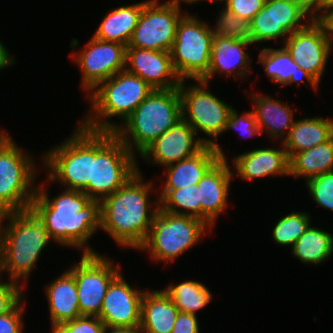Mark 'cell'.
Here are the masks:
<instances>
[{"label":"cell","instance_id":"1","mask_svg":"<svg viewBox=\"0 0 333 333\" xmlns=\"http://www.w3.org/2000/svg\"><path fill=\"white\" fill-rule=\"evenodd\" d=\"M38 185L31 209L42 220L51 240L61 247L81 250V254L98 253L88 242L101 229L100 201L66 188L50 198L46 183Z\"/></svg>","mask_w":333,"mask_h":333},{"label":"cell","instance_id":"2","mask_svg":"<svg viewBox=\"0 0 333 333\" xmlns=\"http://www.w3.org/2000/svg\"><path fill=\"white\" fill-rule=\"evenodd\" d=\"M143 178L137 166L135 174L100 201L101 230L122 249L138 250L144 244L160 207L158 198L149 199V194L155 190L154 182Z\"/></svg>","mask_w":333,"mask_h":333},{"label":"cell","instance_id":"3","mask_svg":"<svg viewBox=\"0 0 333 333\" xmlns=\"http://www.w3.org/2000/svg\"><path fill=\"white\" fill-rule=\"evenodd\" d=\"M51 241L42 220L31 208L0 214L1 278L6 272L9 281L26 288L28 277Z\"/></svg>","mask_w":333,"mask_h":333},{"label":"cell","instance_id":"4","mask_svg":"<svg viewBox=\"0 0 333 333\" xmlns=\"http://www.w3.org/2000/svg\"><path fill=\"white\" fill-rule=\"evenodd\" d=\"M152 91L139 76L126 69L117 72L85 97L91 109L79 124L92 131L113 132ZM113 117L120 118V123L112 122Z\"/></svg>","mask_w":333,"mask_h":333},{"label":"cell","instance_id":"5","mask_svg":"<svg viewBox=\"0 0 333 333\" xmlns=\"http://www.w3.org/2000/svg\"><path fill=\"white\" fill-rule=\"evenodd\" d=\"M181 118L179 88L155 89L113 132L138 157Z\"/></svg>","mask_w":333,"mask_h":333},{"label":"cell","instance_id":"6","mask_svg":"<svg viewBox=\"0 0 333 333\" xmlns=\"http://www.w3.org/2000/svg\"><path fill=\"white\" fill-rule=\"evenodd\" d=\"M136 159L114 132L92 131L91 180L82 192L97 201L113 194L137 172Z\"/></svg>","mask_w":333,"mask_h":333},{"label":"cell","instance_id":"7","mask_svg":"<svg viewBox=\"0 0 333 333\" xmlns=\"http://www.w3.org/2000/svg\"><path fill=\"white\" fill-rule=\"evenodd\" d=\"M33 158L9 134L0 142V214L31 208L38 175Z\"/></svg>","mask_w":333,"mask_h":333},{"label":"cell","instance_id":"8","mask_svg":"<svg viewBox=\"0 0 333 333\" xmlns=\"http://www.w3.org/2000/svg\"><path fill=\"white\" fill-rule=\"evenodd\" d=\"M210 229L200 219L168 213L159 207L150 232L138 250L148 252L152 261L174 262L188 249L198 245L204 234L212 231Z\"/></svg>","mask_w":333,"mask_h":333},{"label":"cell","instance_id":"9","mask_svg":"<svg viewBox=\"0 0 333 333\" xmlns=\"http://www.w3.org/2000/svg\"><path fill=\"white\" fill-rule=\"evenodd\" d=\"M53 146L40 156L49 171L45 182L57 181L66 189L82 191L91 180L92 130L78 123L70 137Z\"/></svg>","mask_w":333,"mask_h":333},{"label":"cell","instance_id":"10","mask_svg":"<svg viewBox=\"0 0 333 333\" xmlns=\"http://www.w3.org/2000/svg\"><path fill=\"white\" fill-rule=\"evenodd\" d=\"M194 82L196 83L186 85V80H183L179 86L182 118L193 128L196 135L203 132L208 136L209 138L205 137L206 145H212L221 159L227 160L217 138L223 135L233 106L209 91V83L202 80Z\"/></svg>","mask_w":333,"mask_h":333},{"label":"cell","instance_id":"11","mask_svg":"<svg viewBox=\"0 0 333 333\" xmlns=\"http://www.w3.org/2000/svg\"><path fill=\"white\" fill-rule=\"evenodd\" d=\"M213 36L208 22L187 12L181 17L170 55L182 81L202 80L208 74Z\"/></svg>","mask_w":333,"mask_h":333},{"label":"cell","instance_id":"12","mask_svg":"<svg viewBox=\"0 0 333 333\" xmlns=\"http://www.w3.org/2000/svg\"><path fill=\"white\" fill-rule=\"evenodd\" d=\"M99 253H85L67 269L74 275L81 315L99 316L110 283L121 273L120 265Z\"/></svg>","mask_w":333,"mask_h":333},{"label":"cell","instance_id":"13","mask_svg":"<svg viewBox=\"0 0 333 333\" xmlns=\"http://www.w3.org/2000/svg\"><path fill=\"white\" fill-rule=\"evenodd\" d=\"M161 1L147 0L143 5L127 47L170 52L178 22L186 12Z\"/></svg>","mask_w":333,"mask_h":333},{"label":"cell","instance_id":"14","mask_svg":"<svg viewBox=\"0 0 333 333\" xmlns=\"http://www.w3.org/2000/svg\"><path fill=\"white\" fill-rule=\"evenodd\" d=\"M70 57L80 68V85L87 95L99 83L125 69L126 46L91 36L86 45Z\"/></svg>","mask_w":333,"mask_h":333},{"label":"cell","instance_id":"15","mask_svg":"<svg viewBox=\"0 0 333 333\" xmlns=\"http://www.w3.org/2000/svg\"><path fill=\"white\" fill-rule=\"evenodd\" d=\"M314 17L301 5L288 1L265 0L262 9L250 21L254 45L282 40L305 27Z\"/></svg>","mask_w":333,"mask_h":333},{"label":"cell","instance_id":"16","mask_svg":"<svg viewBox=\"0 0 333 333\" xmlns=\"http://www.w3.org/2000/svg\"><path fill=\"white\" fill-rule=\"evenodd\" d=\"M282 46L299 67L321 83L332 49L322 26L315 19L290 34Z\"/></svg>","mask_w":333,"mask_h":333},{"label":"cell","instance_id":"17","mask_svg":"<svg viewBox=\"0 0 333 333\" xmlns=\"http://www.w3.org/2000/svg\"><path fill=\"white\" fill-rule=\"evenodd\" d=\"M205 145L206 138H198L193 128L181 118L139 156L146 163L164 168L195 155Z\"/></svg>","mask_w":333,"mask_h":333},{"label":"cell","instance_id":"18","mask_svg":"<svg viewBox=\"0 0 333 333\" xmlns=\"http://www.w3.org/2000/svg\"><path fill=\"white\" fill-rule=\"evenodd\" d=\"M131 287L122 272L110 283L98 318L108 327L139 328L145 289Z\"/></svg>","mask_w":333,"mask_h":333},{"label":"cell","instance_id":"19","mask_svg":"<svg viewBox=\"0 0 333 333\" xmlns=\"http://www.w3.org/2000/svg\"><path fill=\"white\" fill-rule=\"evenodd\" d=\"M125 69L146 81L153 90L179 88L170 52L126 47Z\"/></svg>","mask_w":333,"mask_h":333},{"label":"cell","instance_id":"20","mask_svg":"<svg viewBox=\"0 0 333 333\" xmlns=\"http://www.w3.org/2000/svg\"><path fill=\"white\" fill-rule=\"evenodd\" d=\"M229 161L220 159L198 182V196L201 202V220L211 230L217 216L225 213L228 204L229 190L235 178Z\"/></svg>","mask_w":333,"mask_h":333},{"label":"cell","instance_id":"21","mask_svg":"<svg viewBox=\"0 0 333 333\" xmlns=\"http://www.w3.org/2000/svg\"><path fill=\"white\" fill-rule=\"evenodd\" d=\"M250 45L252 44L247 41L232 40L224 36H213L209 70L202 81L210 83L215 75L223 77H231L233 75L232 77L239 80L246 79L252 73L250 67L252 59L249 52H246Z\"/></svg>","mask_w":333,"mask_h":333},{"label":"cell","instance_id":"22","mask_svg":"<svg viewBox=\"0 0 333 333\" xmlns=\"http://www.w3.org/2000/svg\"><path fill=\"white\" fill-rule=\"evenodd\" d=\"M281 149L274 147L256 148L233 157L232 165L241 180L254 181L265 177H289V158L282 142ZM236 172V173H234Z\"/></svg>","mask_w":333,"mask_h":333},{"label":"cell","instance_id":"23","mask_svg":"<svg viewBox=\"0 0 333 333\" xmlns=\"http://www.w3.org/2000/svg\"><path fill=\"white\" fill-rule=\"evenodd\" d=\"M253 102L252 112L261 133L265 132L272 140L283 141L294 124V112L288 102L272 98L271 95L249 93ZM283 137V138H282Z\"/></svg>","mask_w":333,"mask_h":333},{"label":"cell","instance_id":"24","mask_svg":"<svg viewBox=\"0 0 333 333\" xmlns=\"http://www.w3.org/2000/svg\"><path fill=\"white\" fill-rule=\"evenodd\" d=\"M257 64L263 65V69L269 80L281 86H290L296 83L298 87L305 81L317 91L320 84L292 59L286 48L263 47L259 51ZM306 79V80H305Z\"/></svg>","mask_w":333,"mask_h":333},{"label":"cell","instance_id":"25","mask_svg":"<svg viewBox=\"0 0 333 333\" xmlns=\"http://www.w3.org/2000/svg\"><path fill=\"white\" fill-rule=\"evenodd\" d=\"M45 295L50 313L51 329L60 323L82 316L79 310L74 275L68 269L46 284Z\"/></svg>","mask_w":333,"mask_h":333},{"label":"cell","instance_id":"26","mask_svg":"<svg viewBox=\"0 0 333 333\" xmlns=\"http://www.w3.org/2000/svg\"><path fill=\"white\" fill-rule=\"evenodd\" d=\"M221 159L212 145H205L195 155L168 165L162 189H179L198 184L202 177Z\"/></svg>","mask_w":333,"mask_h":333},{"label":"cell","instance_id":"27","mask_svg":"<svg viewBox=\"0 0 333 333\" xmlns=\"http://www.w3.org/2000/svg\"><path fill=\"white\" fill-rule=\"evenodd\" d=\"M178 308L161 290L145 291L141 301L140 333H172Z\"/></svg>","mask_w":333,"mask_h":333},{"label":"cell","instance_id":"28","mask_svg":"<svg viewBox=\"0 0 333 333\" xmlns=\"http://www.w3.org/2000/svg\"><path fill=\"white\" fill-rule=\"evenodd\" d=\"M333 137V120L320 116L294 121L287 137L282 141L290 159L295 153L327 142Z\"/></svg>","mask_w":333,"mask_h":333},{"label":"cell","instance_id":"29","mask_svg":"<svg viewBox=\"0 0 333 333\" xmlns=\"http://www.w3.org/2000/svg\"><path fill=\"white\" fill-rule=\"evenodd\" d=\"M146 2L147 0H143L132 5L126 4L108 11L93 36L102 41L118 42L127 47Z\"/></svg>","mask_w":333,"mask_h":333},{"label":"cell","instance_id":"30","mask_svg":"<svg viewBox=\"0 0 333 333\" xmlns=\"http://www.w3.org/2000/svg\"><path fill=\"white\" fill-rule=\"evenodd\" d=\"M331 171H333V137L325 143L295 153L289 159V177L304 178L305 182Z\"/></svg>","mask_w":333,"mask_h":333},{"label":"cell","instance_id":"31","mask_svg":"<svg viewBox=\"0 0 333 333\" xmlns=\"http://www.w3.org/2000/svg\"><path fill=\"white\" fill-rule=\"evenodd\" d=\"M290 248L301 263L317 266L333 255V234L310 224Z\"/></svg>","mask_w":333,"mask_h":333},{"label":"cell","instance_id":"32","mask_svg":"<svg viewBox=\"0 0 333 333\" xmlns=\"http://www.w3.org/2000/svg\"><path fill=\"white\" fill-rule=\"evenodd\" d=\"M173 301L179 312L197 315V311L205 308L212 301L210 289L200 281L184 280L170 283L162 289Z\"/></svg>","mask_w":333,"mask_h":333},{"label":"cell","instance_id":"33","mask_svg":"<svg viewBox=\"0 0 333 333\" xmlns=\"http://www.w3.org/2000/svg\"><path fill=\"white\" fill-rule=\"evenodd\" d=\"M156 195L162 210L201 220V202L197 184L179 189H161Z\"/></svg>","mask_w":333,"mask_h":333},{"label":"cell","instance_id":"34","mask_svg":"<svg viewBox=\"0 0 333 333\" xmlns=\"http://www.w3.org/2000/svg\"><path fill=\"white\" fill-rule=\"evenodd\" d=\"M275 223L271 234L273 242L292 247L311 224V216L307 212L291 211Z\"/></svg>","mask_w":333,"mask_h":333},{"label":"cell","instance_id":"35","mask_svg":"<svg viewBox=\"0 0 333 333\" xmlns=\"http://www.w3.org/2000/svg\"><path fill=\"white\" fill-rule=\"evenodd\" d=\"M215 25L211 26L214 36H224L232 40H242L254 44V35L250 21L240 18L225 5L217 15Z\"/></svg>","mask_w":333,"mask_h":333},{"label":"cell","instance_id":"36","mask_svg":"<svg viewBox=\"0 0 333 333\" xmlns=\"http://www.w3.org/2000/svg\"><path fill=\"white\" fill-rule=\"evenodd\" d=\"M308 194L320 207L333 211V171L304 182Z\"/></svg>","mask_w":333,"mask_h":333},{"label":"cell","instance_id":"37","mask_svg":"<svg viewBox=\"0 0 333 333\" xmlns=\"http://www.w3.org/2000/svg\"><path fill=\"white\" fill-rule=\"evenodd\" d=\"M233 129L237 130L244 138H254L257 135L262 136L255 115L251 110L244 111L241 114L235 107L230 110L224 133Z\"/></svg>","mask_w":333,"mask_h":333},{"label":"cell","instance_id":"38","mask_svg":"<svg viewBox=\"0 0 333 333\" xmlns=\"http://www.w3.org/2000/svg\"><path fill=\"white\" fill-rule=\"evenodd\" d=\"M104 323L98 316L82 315L56 325L51 329L53 333H102Z\"/></svg>","mask_w":333,"mask_h":333},{"label":"cell","instance_id":"39","mask_svg":"<svg viewBox=\"0 0 333 333\" xmlns=\"http://www.w3.org/2000/svg\"><path fill=\"white\" fill-rule=\"evenodd\" d=\"M25 296L6 314L0 316V333H23Z\"/></svg>","mask_w":333,"mask_h":333},{"label":"cell","instance_id":"40","mask_svg":"<svg viewBox=\"0 0 333 333\" xmlns=\"http://www.w3.org/2000/svg\"><path fill=\"white\" fill-rule=\"evenodd\" d=\"M23 287L0 277V316L8 313L23 297Z\"/></svg>","mask_w":333,"mask_h":333},{"label":"cell","instance_id":"41","mask_svg":"<svg viewBox=\"0 0 333 333\" xmlns=\"http://www.w3.org/2000/svg\"><path fill=\"white\" fill-rule=\"evenodd\" d=\"M265 0H223V4L240 18L251 21L262 9Z\"/></svg>","mask_w":333,"mask_h":333},{"label":"cell","instance_id":"42","mask_svg":"<svg viewBox=\"0 0 333 333\" xmlns=\"http://www.w3.org/2000/svg\"><path fill=\"white\" fill-rule=\"evenodd\" d=\"M172 333H200L198 316L179 312Z\"/></svg>","mask_w":333,"mask_h":333},{"label":"cell","instance_id":"43","mask_svg":"<svg viewBox=\"0 0 333 333\" xmlns=\"http://www.w3.org/2000/svg\"><path fill=\"white\" fill-rule=\"evenodd\" d=\"M314 19L322 26L329 45L333 50V6L321 10Z\"/></svg>","mask_w":333,"mask_h":333},{"label":"cell","instance_id":"44","mask_svg":"<svg viewBox=\"0 0 333 333\" xmlns=\"http://www.w3.org/2000/svg\"><path fill=\"white\" fill-rule=\"evenodd\" d=\"M15 59L6 48V45L0 40V70H4L7 67L15 64Z\"/></svg>","mask_w":333,"mask_h":333},{"label":"cell","instance_id":"45","mask_svg":"<svg viewBox=\"0 0 333 333\" xmlns=\"http://www.w3.org/2000/svg\"><path fill=\"white\" fill-rule=\"evenodd\" d=\"M333 6V0H313L314 17L323 9Z\"/></svg>","mask_w":333,"mask_h":333},{"label":"cell","instance_id":"46","mask_svg":"<svg viewBox=\"0 0 333 333\" xmlns=\"http://www.w3.org/2000/svg\"><path fill=\"white\" fill-rule=\"evenodd\" d=\"M203 1H210L214 3H222L223 0H166L165 2L171 5L176 6L177 8L181 9V3L183 2L184 4L192 5L193 3H198V2H203Z\"/></svg>","mask_w":333,"mask_h":333},{"label":"cell","instance_id":"47","mask_svg":"<svg viewBox=\"0 0 333 333\" xmlns=\"http://www.w3.org/2000/svg\"><path fill=\"white\" fill-rule=\"evenodd\" d=\"M102 333H140L139 328H119L105 326Z\"/></svg>","mask_w":333,"mask_h":333},{"label":"cell","instance_id":"48","mask_svg":"<svg viewBox=\"0 0 333 333\" xmlns=\"http://www.w3.org/2000/svg\"><path fill=\"white\" fill-rule=\"evenodd\" d=\"M276 1H288L301 4L314 17L313 0H276Z\"/></svg>","mask_w":333,"mask_h":333},{"label":"cell","instance_id":"49","mask_svg":"<svg viewBox=\"0 0 333 333\" xmlns=\"http://www.w3.org/2000/svg\"><path fill=\"white\" fill-rule=\"evenodd\" d=\"M7 131H4L3 130H0V142L9 134V133H6Z\"/></svg>","mask_w":333,"mask_h":333}]
</instances>
